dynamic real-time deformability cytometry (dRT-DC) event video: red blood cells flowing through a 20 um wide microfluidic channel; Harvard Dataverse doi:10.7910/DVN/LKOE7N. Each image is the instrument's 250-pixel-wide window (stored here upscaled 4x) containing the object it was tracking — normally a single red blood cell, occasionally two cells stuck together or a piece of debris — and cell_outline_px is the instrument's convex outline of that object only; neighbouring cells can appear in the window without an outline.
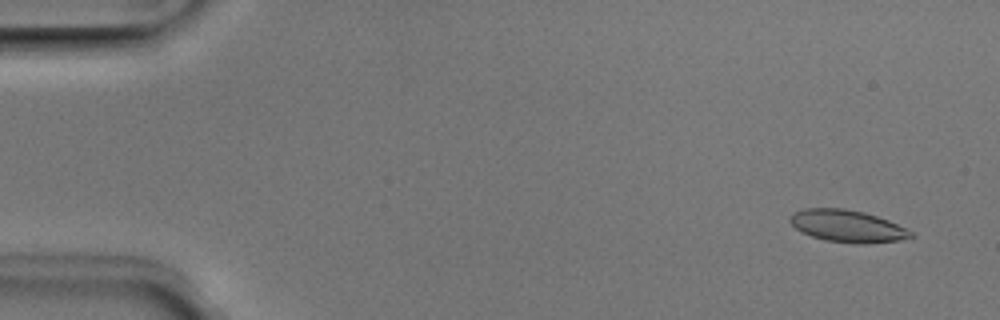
{"species": "Egyptian fruit bat (a non-hibernating species)", "species_latin": "Rousettus aegyptiacus", "temperature_condition": "room temperature", "stored_images_in_passage": 51, "camera_frame_rate_fps": 3000, "um_per_image_px": 0.085, "animal": {"sex": "male"}, "frame": {"image": 1, "passage_image": 3, "time_ms": 0.667, "image_size_px": [1000, 320], "cell_outline_px": [[916, 236], [900, 240], [864, 244], [856, 244], [824, 240], [800, 232], [788, 220], [792, 212], [804, 208], [844, 208], [864, 212], [888, 220], [912, 232]], "centroid_in_image_um": [71.99, 19.22], "position_along_channel_um": 13.0, "area_um2": 22.72}}
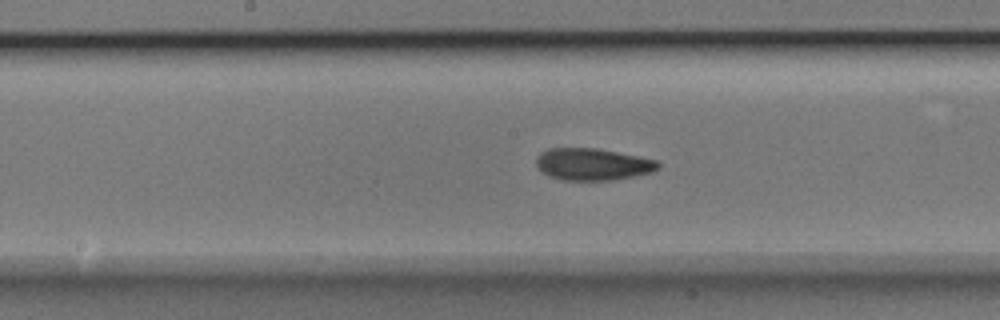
{"frame": {"image": 2, "passage_image": 26, "time_ms": 8.333, "image_size_px": [1000, 320], "cell_outline_px": [[660, 168], [652, 172], [612, 180], [564, 180], [548, 176], [540, 172], [536, 164], [536, 156], [540, 152], [548, 148], [596, 148], [656, 160], [660, 164]], "centroid_in_image_um": [50.32, 13.96], "position_along_channel_um": 197.9, "area_um2": 22.72}}
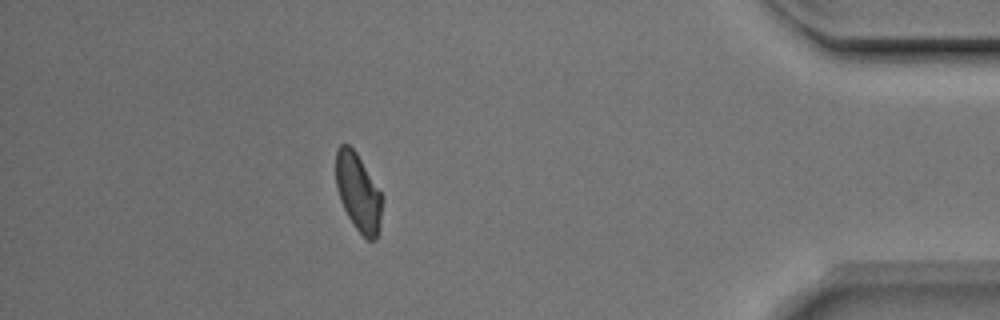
{"frame": {"image": 3, "passage_image": 45, "time_ms": 14.667, "image_size_px": [1000, 320], "cell_outline_px": [[384, 196], [380, 224], [376, 236], [372, 240], [368, 240], [356, 228], [348, 216], [340, 200], [336, 188], [336, 152], [340, 144], [348, 144], [356, 152]], "centroid_in_image_um": [30.46, 16.33], "position_along_channel_um": 404.7, "area_um2": 20.92}, "authors_computed_cell_mechanics": {"area_um2": 22.4842, "velocity_mm_per_s": 3.9904, "shape_relaxation_time_tau1_ms": 5.528, "shape_relaxation_time_tau2_ms": 2.4957, "deformation_change_tau1": 0.1479, "deformation_change_tau2": 0.0759}}